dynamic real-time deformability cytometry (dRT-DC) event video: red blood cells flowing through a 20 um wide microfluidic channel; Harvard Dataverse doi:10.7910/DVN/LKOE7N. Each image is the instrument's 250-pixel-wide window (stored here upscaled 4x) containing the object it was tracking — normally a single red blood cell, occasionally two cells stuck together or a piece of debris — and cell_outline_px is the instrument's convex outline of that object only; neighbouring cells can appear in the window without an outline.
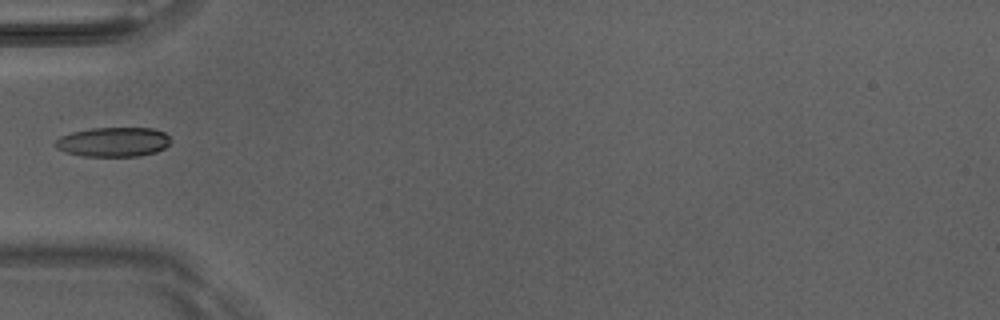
{"species": "Egyptian fruit bat (a non-hibernating species)", "species_latin": "Rousettus aegyptiacus", "temperature_condition": "room temperature", "stored_images_in_passage": 4, "camera_frame_rate_fps": 3000, "um_per_image_px": 0.085, "animal": {"sex": "male"}, "frame": {"image": 1, "passage_image": 4, "time_ms": 1.0, "image_size_px": [1000, 320], "cell_outline_px": [[172, 140], [164, 148], [156, 152], [140, 156], [84, 156], [64, 152], [56, 148], [52, 144], [60, 136], [72, 132], [92, 128], [152, 128], [164, 132]], "centroid_in_image_um": [9.61, 12.07], "position_along_channel_um": 75.4, "area_um2": 19.94}}